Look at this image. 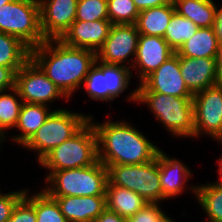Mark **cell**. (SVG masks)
Listing matches in <instances>:
<instances>
[{"label":"cell","mask_w":222,"mask_h":222,"mask_svg":"<svg viewBox=\"0 0 222 222\" xmlns=\"http://www.w3.org/2000/svg\"><path fill=\"white\" fill-rule=\"evenodd\" d=\"M26 190L0 193V222H8L12 211L18 201L24 196Z\"/></svg>","instance_id":"cell-32"},{"label":"cell","mask_w":222,"mask_h":222,"mask_svg":"<svg viewBox=\"0 0 222 222\" xmlns=\"http://www.w3.org/2000/svg\"><path fill=\"white\" fill-rule=\"evenodd\" d=\"M175 12V6L171 3L141 11L136 22L138 32L147 36L163 37Z\"/></svg>","instance_id":"cell-23"},{"label":"cell","mask_w":222,"mask_h":222,"mask_svg":"<svg viewBox=\"0 0 222 222\" xmlns=\"http://www.w3.org/2000/svg\"><path fill=\"white\" fill-rule=\"evenodd\" d=\"M44 190L50 196H106L107 167L99 160L82 168L54 171Z\"/></svg>","instance_id":"cell-5"},{"label":"cell","mask_w":222,"mask_h":222,"mask_svg":"<svg viewBox=\"0 0 222 222\" xmlns=\"http://www.w3.org/2000/svg\"><path fill=\"white\" fill-rule=\"evenodd\" d=\"M140 33L136 24H112L103 46L96 52L98 61L105 64L125 65L135 60ZM132 56L131 61L127 59ZM133 60V61H132Z\"/></svg>","instance_id":"cell-12"},{"label":"cell","mask_w":222,"mask_h":222,"mask_svg":"<svg viewBox=\"0 0 222 222\" xmlns=\"http://www.w3.org/2000/svg\"><path fill=\"white\" fill-rule=\"evenodd\" d=\"M216 68L217 84L222 85V41H219L218 54L216 56Z\"/></svg>","instance_id":"cell-39"},{"label":"cell","mask_w":222,"mask_h":222,"mask_svg":"<svg viewBox=\"0 0 222 222\" xmlns=\"http://www.w3.org/2000/svg\"><path fill=\"white\" fill-rule=\"evenodd\" d=\"M10 91L13 94H9ZM19 99V101H18ZM16 88L0 92V126L5 131L17 125L23 101Z\"/></svg>","instance_id":"cell-29"},{"label":"cell","mask_w":222,"mask_h":222,"mask_svg":"<svg viewBox=\"0 0 222 222\" xmlns=\"http://www.w3.org/2000/svg\"><path fill=\"white\" fill-rule=\"evenodd\" d=\"M97 135L98 160L104 165H138L152 161L158 154L155 146L140 130L125 121L92 122Z\"/></svg>","instance_id":"cell-2"},{"label":"cell","mask_w":222,"mask_h":222,"mask_svg":"<svg viewBox=\"0 0 222 222\" xmlns=\"http://www.w3.org/2000/svg\"><path fill=\"white\" fill-rule=\"evenodd\" d=\"M8 222H37L34 206L23 196L14 207Z\"/></svg>","instance_id":"cell-33"},{"label":"cell","mask_w":222,"mask_h":222,"mask_svg":"<svg viewBox=\"0 0 222 222\" xmlns=\"http://www.w3.org/2000/svg\"><path fill=\"white\" fill-rule=\"evenodd\" d=\"M159 203H147L135 215L130 217L128 222H159L160 219L166 214Z\"/></svg>","instance_id":"cell-34"},{"label":"cell","mask_w":222,"mask_h":222,"mask_svg":"<svg viewBox=\"0 0 222 222\" xmlns=\"http://www.w3.org/2000/svg\"><path fill=\"white\" fill-rule=\"evenodd\" d=\"M130 70L128 66L105 64L96 59L82 87L89 98L111 102L128 88L132 78Z\"/></svg>","instance_id":"cell-9"},{"label":"cell","mask_w":222,"mask_h":222,"mask_svg":"<svg viewBox=\"0 0 222 222\" xmlns=\"http://www.w3.org/2000/svg\"><path fill=\"white\" fill-rule=\"evenodd\" d=\"M174 6L179 15L199 28L214 26L216 4L213 0H179Z\"/></svg>","instance_id":"cell-24"},{"label":"cell","mask_w":222,"mask_h":222,"mask_svg":"<svg viewBox=\"0 0 222 222\" xmlns=\"http://www.w3.org/2000/svg\"><path fill=\"white\" fill-rule=\"evenodd\" d=\"M88 121L89 116L86 114L60 108L53 110L23 147L36 151L37 162H39L53 148L70 139Z\"/></svg>","instance_id":"cell-8"},{"label":"cell","mask_w":222,"mask_h":222,"mask_svg":"<svg viewBox=\"0 0 222 222\" xmlns=\"http://www.w3.org/2000/svg\"><path fill=\"white\" fill-rule=\"evenodd\" d=\"M110 20H75L60 40L67 46L85 48L97 52L109 35Z\"/></svg>","instance_id":"cell-16"},{"label":"cell","mask_w":222,"mask_h":222,"mask_svg":"<svg viewBox=\"0 0 222 222\" xmlns=\"http://www.w3.org/2000/svg\"><path fill=\"white\" fill-rule=\"evenodd\" d=\"M107 6L112 24H136L140 12L133 0H107Z\"/></svg>","instance_id":"cell-30"},{"label":"cell","mask_w":222,"mask_h":222,"mask_svg":"<svg viewBox=\"0 0 222 222\" xmlns=\"http://www.w3.org/2000/svg\"><path fill=\"white\" fill-rule=\"evenodd\" d=\"M167 1H168V3L175 4L179 0H167Z\"/></svg>","instance_id":"cell-45"},{"label":"cell","mask_w":222,"mask_h":222,"mask_svg":"<svg viewBox=\"0 0 222 222\" xmlns=\"http://www.w3.org/2000/svg\"><path fill=\"white\" fill-rule=\"evenodd\" d=\"M141 83L151 92L175 97H193L181 76L179 56L176 53Z\"/></svg>","instance_id":"cell-15"},{"label":"cell","mask_w":222,"mask_h":222,"mask_svg":"<svg viewBox=\"0 0 222 222\" xmlns=\"http://www.w3.org/2000/svg\"><path fill=\"white\" fill-rule=\"evenodd\" d=\"M181 76L194 95L217 85L216 58H191L179 56Z\"/></svg>","instance_id":"cell-17"},{"label":"cell","mask_w":222,"mask_h":222,"mask_svg":"<svg viewBox=\"0 0 222 222\" xmlns=\"http://www.w3.org/2000/svg\"><path fill=\"white\" fill-rule=\"evenodd\" d=\"M174 54L175 51L163 37L140 34L135 60L132 65L133 69L138 68L136 70H139V83Z\"/></svg>","instance_id":"cell-14"},{"label":"cell","mask_w":222,"mask_h":222,"mask_svg":"<svg viewBox=\"0 0 222 222\" xmlns=\"http://www.w3.org/2000/svg\"><path fill=\"white\" fill-rule=\"evenodd\" d=\"M105 195L106 208L116 212L127 220L148 203L134 191L112 185L109 182H107Z\"/></svg>","instance_id":"cell-21"},{"label":"cell","mask_w":222,"mask_h":222,"mask_svg":"<svg viewBox=\"0 0 222 222\" xmlns=\"http://www.w3.org/2000/svg\"><path fill=\"white\" fill-rule=\"evenodd\" d=\"M49 105L24 103L21 106L19 118L15 129L20 131V135L13 136L12 141L24 146L43 125L52 113Z\"/></svg>","instance_id":"cell-20"},{"label":"cell","mask_w":222,"mask_h":222,"mask_svg":"<svg viewBox=\"0 0 222 222\" xmlns=\"http://www.w3.org/2000/svg\"><path fill=\"white\" fill-rule=\"evenodd\" d=\"M107 0H78L75 20H109Z\"/></svg>","instance_id":"cell-31"},{"label":"cell","mask_w":222,"mask_h":222,"mask_svg":"<svg viewBox=\"0 0 222 222\" xmlns=\"http://www.w3.org/2000/svg\"><path fill=\"white\" fill-rule=\"evenodd\" d=\"M209 221L222 222V184L209 183L189 187Z\"/></svg>","instance_id":"cell-26"},{"label":"cell","mask_w":222,"mask_h":222,"mask_svg":"<svg viewBox=\"0 0 222 222\" xmlns=\"http://www.w3.org/2000/svg\"><path fill=\"white\" fill-rule=\"evenodd\" d=\"M216 141H219V142H221V144H222V133H221L220 136L216 139Z\"/></svg>","instance_id":"cell-44"},{"label":"cell","mask_w":222,"mask_h":222,"mask_svg":"<svg viewBox=\"0 0 222 222\" xmlns=\"http://www.w3.org/2000/svg\"><path fill=\"white\" fill-rule=\"evenodd\" d=\"M213 28L218 38V41H222V6L219 9L216 6L215 22Z\"/></svg>","instance_id":"cell-38"},{"label":"cell","mask_w":222,"mask_h":222,"mask_svg":"<svg viewBox=\"0 0 222 222\" xmlns=\"http://www.w3.org/2000/svg\"><path fill=\"white\" fill-rule=\"evenodd\" d=\"M134 4L138 8L139 12L148 8L159 7L167 4V0H133Z\"/></svg>","instance_id":"cell-37"},{"label":"cell","mask_w":222,"mask_h":222,"mask_svg":"<svg viewBox=\"0 0 222 222\" xmlns=\"http://www.w3.org/2000/svg\"><path fill=\"white\" fill-rule=\"evenodd\" d=\"M194 137L207 134L217 139L222 133V85H214L193 95Z\"/></svg>","instance_id":"cell-11"},{"label":"cell","mask_w":222,"mask_h":222,"mask_svg":"<svg viewBox=\"0 0 222 222\" xmlns=\"http://www.w3.org/2000/svg\"><path fill=\"white\" fill-rule=\"evenodd\" d=\"M5 131L1 128V126H0V146L2 145L1 143H4L3 141H5ZM1 148V147H0Z\"/></svg>","instance_id":"cell-41"},{"label":"cell","mask_w":222,"mask_h":222,"mask_svg":"<svg viewBox=\"0 0 222 222\" xmlns=\"http://www.w3.org/2000/svg\"><path fill=\"white\" fill-rule=\"evenodd\" d=\"M159 222H174L172 218H170L167 214H165Z\"/></svg>","instance_id":"cell-42"},{"label":"cell","mask_w":222,"mask_h":222,"mask_svg":"<svg viewBox=\"0 0 222 222\" xmlns=\"http://www.w3.org/2000/svg\"><path fill=\"white\" fill-rule=\"evenodd\" d=\"M15 88L24 103L48 105L65 97L32 59L16 72Z\"/></svg>","instance_id":"cell-10"},{"label":"cell","mask_w":222,"mask_h":222,"mask_svg":"<svg viewBox=\"0 0 222 222\" xmlns=\"http://www.w3.org/2000/svg\"><path fill=\"white\" fill-rule=\"evenodd\" d=\"M12 0H0V7L2 6V5H5L6 3H9V2H11Z\"/></svg>","instance_id":"cell-43"},{"label":"cell","mask_w":222,"mask_h":222,"mask_svg":"<svg viewBox=\"0 0 222 222\" xmlns=\"http://www.w3.org/2000/svg\"><path fill=\"white\" fill-rule=\"evenodd\" d=\"M127 97L133 102L145 103L175 137H194L193 97H175L159 92L149 91L142 83Z\"/></svg>","instance_id":"cell-3"},{"label":"cell","mask_w":222,"mask_h":222,"mask_svg":"<svg viewBox=\"0 0 222 222\" xmlns=\"http://www.w3.org/2000/svg\"><path fill=\"white\" fill-rule=\"evenodd\" d=\"M0 32L15 36L30 49L46 41L39 0H12L0 7Z\"/></svg>","instance_id":"cell-6"},{"label":"cell","mask_w":222,"mask_h":222,"mask_svg":"<svg viewBox=\"0 0 222 222\" xmlns=\"http://www.w3.org/2000/svg\"><path fill=\"white\" fill-rule=\"evenodd\" d=\"M108 182L134 191L148 203H160L166 199L162 194L159 177L158 154L149 162L138 165H105Z\"/></svg>","instance_id":"cell-7"},{"label":"cell","mask_w":222,"mask_h":222,"mask_svg":"<svg viewBox=\"0 0 222 222\" xmlns=\"http://www.w3.org/2000/svg\"><path fill=\"white\" fill-rule=\"evenodd\" d=\"M28 191H25L24 197L34 206L37 222H68L56 199L44 189L30 196Z\"/></svg>","instance_id":"cell-27"},{"label":"cell","mask_w":222,"mask_h":222,"mask_svg":"<svg viewBox=\"0 0 222 222\" xmlns=\"http://www.w3.org/2000/svg\"><path fill=\"white\" fill-rule=\"evenodd\" d=\"M94 222H128L127 219L120 216L114 211L105 209Z\"/></svg>","instance_id":"cell-36"},{"label":"cell","mask_w":222,"mask_h":222,"mask_svg":"<svg viewBox=\"0 0 222 222\" xmlns=\"http://www.w3.org/2000/svg\"><path fill=\"white\" fill-rule=\"evenodd\" d=\"M16 72L11 67L0 66V92L15 88Z\"/></svg>","instance_id":"cell-35"},{"label":"cell","mask_w":222,"mask_h":222,"mask_svg":"<svg viewBox=\"0 0 222 222\" xmlns=\"http://www.w3.org/2000/svg\"><path fill=\"white\" fill-rule=\"evenodd\" d=\"M68 222H94L106 209V196H51Z\"/></svg>","instance_id":"cell-18"},{"label":"cell","mask_w":222,"mask_h":222,"mask_svg":"<svg viewBox=\"0 0 222 222\" xmlns=\"http://www.w3.org/2000/svg\"><path fill=\"white\" fill-rule=\"evenodd\" d=\"M31 59L68 100L82 86L97 58L93 50L70 47L60 39H48L31 49Z\"/></svg>","instance_id":"cell-1"},{"label":"cell","mask_w":222,"mask_h":222,"mask_svg":"<svg viewBox=\"0 0 222 222\" xmlns=\"http://www.w3.org/2000/svg\"><path fill=\"white\" fill-rule=\"evenodd\" d=\"M158 167L162 194L166 199L180 195L185 190L187 180L193 175L188 166L179 159L169 157L161 149L158 151Z\"/></svg>","instance_id":"cell-19"},{"label":"cell","mask_w":222,"mask_h":222,"mask_svg":"<svg viewBox=\"0 0 222 222\" xmlns=\"http://www.w3.org/2000/svg\"><path fill=\"white\" fill-rule=\"evenodd\" d=\"M31 59V49L20 39L0 32V66L11 67L15 72Z\"/></svg>","instance_id":"cell-25"},{"label":"cell","mask_w":222,"mask_h":222,"mask_svg":"<svg viewBox=\"0 0 222 222\" xmlns=\"http://www.w3.org/2000/svg\"><path fill=\"white\" fill-rule=\"evenodd\" d=\"M219 41L213 27L198 28L196 33L175 52L191 58H216Z\"/></svg>","instance_id":"cell-22"},{"label":"cell","mask_w":222,"mask_h":222,"mask_svg":"<svg viewBox=\"0 0 222 222\" xmlns=\"http://www.w3.org/2000/svg\"><path fill=\"white\" fill-rule=\"evenodd\" d=\"M97 161V135L88 121L70 139L48 152L38 164L49 169L47 179L54 171L91 166Z\"/></svg>","instance_id":"cell-4"},{"label":"cell","mask_w":222,"mask_h":222,"mask_svg":"<svg viewBox=\"0 0 222 222\" xmlns=\"http://www.w3.org/2000/svg\"><path fill=\"white\" fill-rule=\"evenodd\" d=\"M218 175L221 178L219 181H216L217 184H222V156L221 158L218 160Z\"/></svg>","instance_id":"cell-40"},{"label":"cell","mask_w":222,"mask_h":222,"mask_svg":"<svg viewBox=\"0 0 222 222\" xmlns=\"http://www.w3.org/2000/svg\"><path fill=\"white\" fill-rule=\"evenodd\" d=\"M39 3L44 38L60 39L75 21L78 0H39Z\"/></svg>","instance_id":"cell-13"},{"label":"cell","mask_w":222,"mask_h":222,"mask_svg":"<svg viewBox=\"0 0 222 222\" xmlns=\"http://www.w3.org/2000/svg\"><path fill=\"white\" fill-rule=\"evenodd\" d=\"M198 28L199 27L190 19H187L175 12L168 23L163 38L166 40L168 45L177 52L184 42L189 40L196 33Z\"/></svg>","instance_id":"cell-28"}]
</instances>
